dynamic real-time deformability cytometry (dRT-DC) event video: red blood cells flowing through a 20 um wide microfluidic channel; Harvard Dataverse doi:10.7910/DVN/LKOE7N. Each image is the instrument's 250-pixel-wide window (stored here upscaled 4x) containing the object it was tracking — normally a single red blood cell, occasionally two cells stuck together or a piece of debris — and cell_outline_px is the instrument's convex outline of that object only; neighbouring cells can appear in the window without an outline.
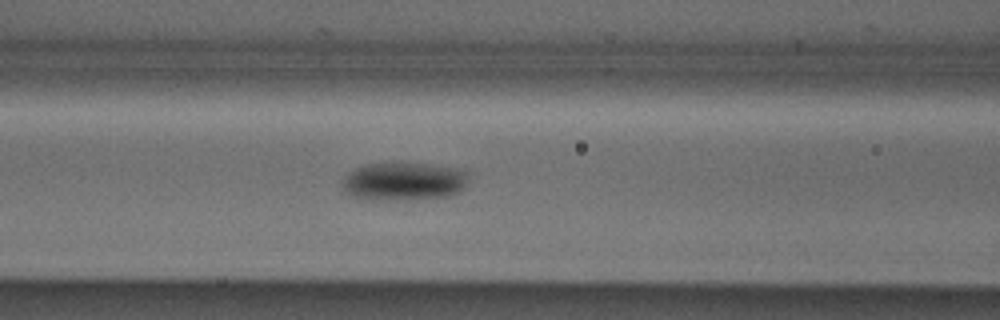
{"species": "Egyptian fruit bat (a non-hibernating species)", "species_latin": "Rousettus aegyptiacus", "temperature_condition": "cold", "stored_images_in_passage": 41, "camera_frame_rate_fps": 3000, "um_per_image_px": 0.085, "animal": {"sex": "male"}, "frame": {"image": 1, "passage_image": 12, "time_ms": 3.667, "image_size_px": [1000, 320], "cell_outline_px": [[468, 176], [464, 188], [460, 192], [448, 196], [396, 200], [372, 200], [352, 196], [344, 192], [340, 184], [340, 180], [352, 168], [364, 164], [432, 164], [464, 168], [468, 172]], "centroid_in_image_um": [34.29, 15.41], "position_along_channel_um": 132.3, "area_um2": 28.55}}
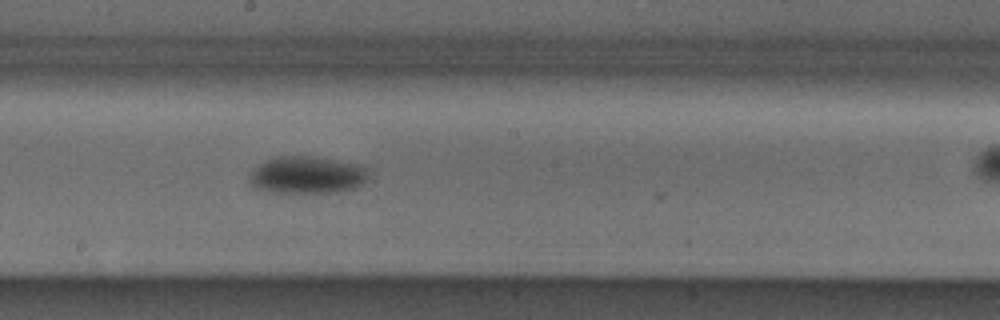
{"frame": {"image": 2, "passage_image": 19, "time_ms": 6.0, "image_size_px": [1000, 320], "cell_outline_px": [[372, 172], [368, 180], [352, 188], [336, 192], [276, 192], [256, 188], [248, 180], [248, 176], [260, 164], [268, 160], [280, 156], [312, 156], [356, 164]], "centroid_in_image_um": [26.13, 14.87], "position_along_channel_um": 222.1, "area_um2": 25.49}}
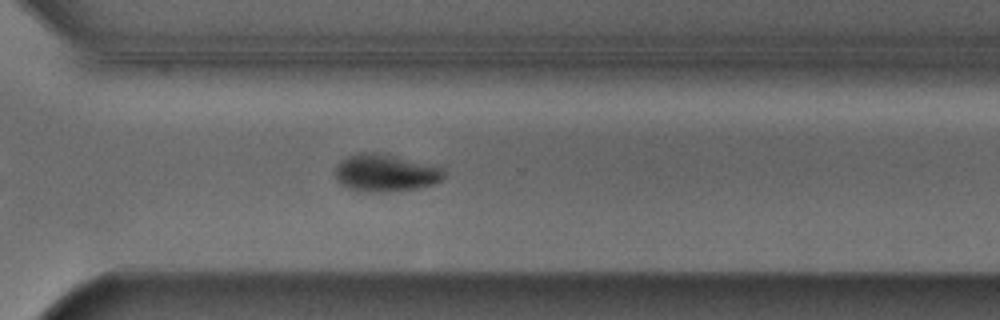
{"frame": {"image": 3, "passage_image": 28, "time_ms": 9.0, "image_size_px": [1000, 320], "cell_outline_px": [[444, 180], [436, 184], [420, 188], [384, 192], [364, 192], [348, 188], [340, 184], [336, 176], [336, 168], [348, 156], [360, 152], [376, 152], [436, 164], [444, 172]], "centroid_in_image_um": [32.84, 14.7], "position_along_channel_um": 337.8, "area_um2": 23.93}, "authors_computed_cell_mechanics": {"area_um2": 25.6632, "velocity_mm_per_s": 3.8575, "shape_relaxation_time_tau1_ms": 3.8743, "shape_relaxation_time_tau2_ms": null, "deformation_change_tau1": 0.1162, "deformation_change_tau2": null}}